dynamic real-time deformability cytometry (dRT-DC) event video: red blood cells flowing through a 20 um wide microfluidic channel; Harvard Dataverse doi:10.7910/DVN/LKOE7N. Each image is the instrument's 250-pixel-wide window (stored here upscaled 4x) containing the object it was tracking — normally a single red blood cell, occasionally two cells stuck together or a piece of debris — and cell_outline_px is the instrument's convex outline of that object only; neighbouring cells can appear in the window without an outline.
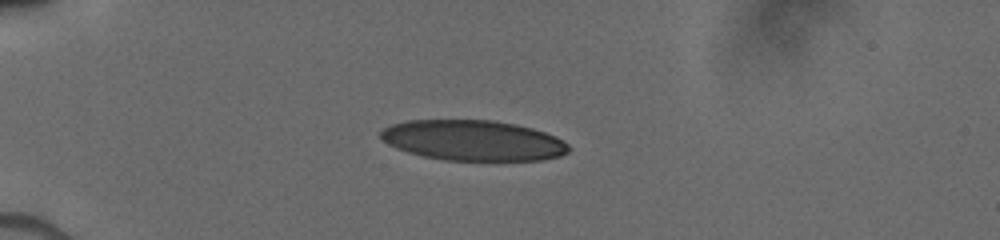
{"species": "human", "species_latin": "Homo sapiens", "temperature_condition": "cold", "stored_images_in_passage": 21, "camera_frame_rate_fps": 3000, "um_per_image_px": 0.085, "donor": {"sex": "male"}, "frame": {"image": 1, "passage_image": 5, "time_ms": 3.0, "image_size_px": [1000, 240], "cell_outline_px": [[572, 148], [568, 152], [560, 156], [544, 160], [444, 160], [424, 156], [408, 152], [396, 148], [388, 144], [380, 136], [380, 132], [384, 128], [392, 124], [408, 120], [496, 120], [516, 124], [532, 128], [556, 136], [568, 144]], "centroid_in_image_um": [40.24, 11.93], "position_along_channel_um": 44.8, "area_um2": 44.39}}
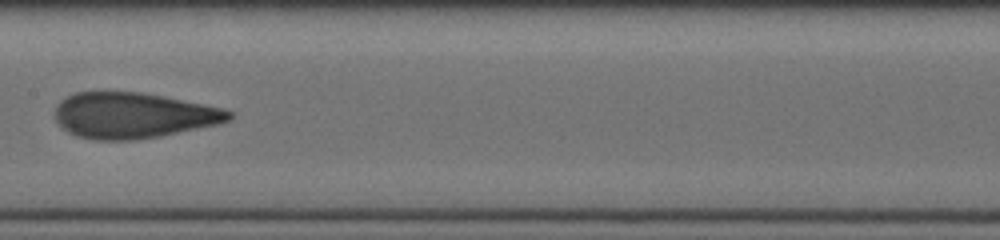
{"frame": {"image": 2, "passage_image": 11, "time_ms": 7.667, "image_size_px": [1000, 240], "cell_outline_px": [[232, 120], [220, 124], [160, 136], [136, 140], [92, 140], [76, 136], [68, 132], [56, 120], [56, 108], [60, 100], [76, 92], [140, 92], [224, 108], [232, 112]], "centroid_in_image_um": [11.34, 9.82], "position_along_channel_um": 196.1, "area_um2": 46.3}}
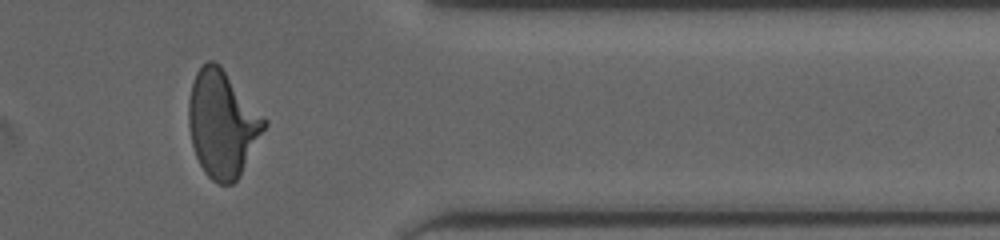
{"frame": {"image": 3, "passage_image": 18, "time_ms": 12.667, "image_size_px": [1000, 240], "cell_outline_px": [[268, 124], [240, 176], [232, 184], [220, 184], [212, 180], [204, 172], [196, 156], [192, 144], [188, 124], [188, 100], [192, 84], [196, 72], [208, 60], [212, 60], [220, 64], [268, 120]], "centroid_in_image_um": [18.91, 10.52], "position_along_channel_um": 392.5, "area_um2": 47.22}}